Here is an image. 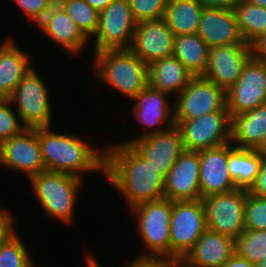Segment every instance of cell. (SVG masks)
Here are the masks:
<instances>
[{"mask_svg":"<svg viewBox=\"0 0 266 267\" xmlns=\"http://www.w3.org/2000/svg\"><path fill=\"white\" fill-rule=\"evenodd\" d=\"M105 148V178L123 196L129 210L164 198L165 176L130 144L110 143Z\"/></svg>","mask_w":266,"mask_h":267,"instance_id":"1","label":"cell"},{"mask_svg":"<svg viewBox=\"0 0 266 267\" xmlns=\"http://www.w3.org/2000/svg\"><path fill=\"white\" fill-rule=\"evenodd\" d=\"M52 126L38 127L45 170L79 177L99 172L105 176V148H93L74 133L54 131ZM85 140V141H84Z\"/></svg>","mask_w":266,"mask_h":267,"instance_id":"2","label":"cell"},{"mask_svg":"<svg viewBox=\"0 0 266 267\" xmlns=\"http://www.w3.org/2000/svg\"><path fill=\"white\" fill-rule=\"evenodd\" d=\"M93 55L94 77L123 97L132 100L148 85V65L130 49L102 50Z\"/></svg>","mask_w":266,"mask_h":267,"instance_id":"3","label":"cell"},{"mask_svg":"<svg viewBox=\"0 0 266 267\" xmlns=\"http://www.w3.org/2000/svg\"><path fill=\"white\" fill-rule=\"evenodd\" d=\"M28 180L38 205L46 215L67 226L74 223V209L77 198L80 197L78 194L83 186V179L45 170Z\"/></svg>","mask_w":266,"mask_h":267,"instance_id":"4","label":"cell"},{"mask_svg":"<svg viewBox=\"0 0 266 267\" xmlns=\"http://www.w3.org/2000/svg\"><path fill=\"white\" fill-rule=\"evenodd\" d=\"M130 212L136 219V226L134 227H137L141 245L145 248L138 256L171 258L170 222L172 201L162 198L145 202L133 207Z\"/></svg>","mask_w":266,"mask_h":267,"instance_id":"5","label":"cell"},{"mask_svg":"<svg viewBox=\"0 0 266 267\" xmlns=\"http://www.w3.org/2000/svg\"><path fill=\"white\" fill-rule=\"evenodd\" d=\"M34 67L23 76L8 99L27 128L52 126L53 105L48 84Z\"/></svg>","mask_w":266,"mask_h":267,"instance_id":"6","label":"cell"},{"mask_svg":"<svg viewBox=\"0 0 266 267\" xmlns=\"http://www.w3.org/2000/svg\"><path fill=\"white\" fill-rule=\"evenodd\" d=\"M248 190L235 188L202 200L208 230L238 238L245 230V205Z\"/></svg>","mask_w":266,"mask_h":267,"instance_id":"7","label":"cell"},{"mask_svg":"<svg viewBox=\"0 0 266 267\" xmlns=\"http://www.w3.org/2000/svg\"><path fill=\"white\" fill-rule=\"evenodd\" d=\"M137 26L129 0H113L99 14L93 41L94 53L102 50L129 49Z\"/></svg>","mask_w":266,"mask_h":267,"instance_id":"8","label":"cell"},{"mask_svg":"<svg viewBox=\"0 0 266 267\" xmlns=\"http://www.w3.org/2000/svg\"><path fill=\"white\" fill-rule=\"evenodd\" d=\"M173 102L174 122L196 119L210 112L228 111L226 91L202 76L193 77Z\"/></svg>","mask_w":266,"mask_h":267,"instance_id":"9","label":"cell"},{"mask_svg":"<svg viewBox=\"0 0 266 267\" xmlns=\"http://www.w3.org/2000/svg\"><path fill=\"white\" fill-rule=\"evenodd\" d=\"M206 230L205 210L201 199L172 201L171 258L183 259Z\"/></svg>","mask_w":266,"mask_h":267,"instance_id":"10","label":"cell"},{"mask_svg":"<svg viewBox=\"0 0 266 267\" xmlns=\"http://www.w3.org/2000/svg\"><path fill=\"white\" fill-rule=\"evenodd\" d=\"M175 125L187 151L216 148L231 142L229 111L210 112L196 119L175 122Z\"/></svg>","mask_w":266,"mask_h":267,"instance_id":"11","label":"cell"},{"mask_svg":"<svg viewBox=\"0 0 266 267\" xmlns=\"http://www.w3.org/2000/svg\"><path fill=\"white\" fill-rule=\"evenodd\" d=\"M171 96L160 92L149 85L141 90L131 101H134L133 116L142 126V133L132 139H128L122 144H132L135 140L157 134L175 125L174 122V102L169 101ZM166 122V123H165Z\"/></svg>","mask_w":266,"mask_h":267,"instance_id":"12","label":"cell"},{"mask_svg":"<svg viewBox=\"0 0 266 267\" xmlns=\"http://www.w3.org/2000/svg\"><path fill=\"white\" fill-rule=\"evenodd\" d=\"M230 117L266 104V63L251 56L237 82L226 91Z\"/></svg>","mask_w":266,"mask_h":267,"instance_id":"13","label":"cell"},{"mask_svg":"<svg viewBox=\"0 0 266 267\" xmlns=\"http://www.w3.org/2000/svg\"><path fill=\"white\" fill-rule=\"evenodd\" d=\"M0 167L25 174L27 179L45 171L38 127L25 128L0 144Z\"/></svg>","mask_w":266,"mask_h":267,"instance_id":"14","label":"cell"},{"mask_svg":"<svg viewBox=\"0 0 266 267\" xmlns=\"http://www.w3.org/2000/svg\"><path fill=\"white\" fill-rule=\"evenodd\" d=\"M251 56V45L247 43L211 47L202 77L227 91L237 82Z\"/></svg>","mask_w":266,"mask_h":267,"instance_id":"15","label":"cell"},{"mask_svg":"<svg viewBox=\"0 0 266 267\" xmlns=\"http://www.w3.org/2000/svg\"><path fill=\"white\" fill-rule=\"evenodd\" d=\"M174 33L164 18L145 19L137 22L133 41L129 48L146 65L172 56Z\"/></svg>","mask_w":266,"mask_h":267,"instance_id":"16","label":"cell"},{"mask_svg":"<svg viewBox=\"0 0 266 267\" xmlns=\"http://www.w3.org/2000/svg\"><path fill=\"white\" fill-rule=\"evenodd\" d=\"M131 146L164 176L185 151L181 133L176 125L135 140Z\"/></svg>","mask_w":266,"mask_h":267,"instance_id":"17","label":"cell"},{"mask_svg":"<svg viewBox=\"0 0 266 267\" xmlns=\"http://www.w3.org/2000/svg\"><path fill=\"white\" fill-rule=\"evenodd\" d=\"M199 151L185 150L165 176L164 198L171 201L201 199Z\"/></svg>","mask_w":266,"mask_h":267,"instance_id":"18","label":"cell"},{"mask_svg":"<svg viewBox=\"0 0 266 267\" xmlns=\"http://www.w3.org/2000/svg\"><path fill=\"white\" fill-rule=\"evenodd\" d=\"M36 26L46 38L73 57L81 55L89 47L90 40L60 5L52 6Z\"/></svg>","mask_w":266,"mask_h":267,"instance_id":"19","label":"cell"},{"mask_svg":"<svg viewBox=\"0 0 266 267\" xmlns=\"http://www.w3.org/2000/svg\"><path fill=\"white\" fill-rule=\"evenodd\" d=\"M201 199L236 188L228 170V144L199 151Z\"/></svg>","mask_w":266,"mask_h":267,"instance_id":"20","label":"cell"},{"mask_svg":"<svg viewBox=\"0 0 266 267\" xmlns=\"http://www.w3.org/2000/svg\"><path fill=\"white\" fill-rule=\"evenodd\" d=\"M197 34L209 48L245 43L240 34L233 9L204 7Z\"/></svg>","mask_w":266,"mask_h":267,"instance_id":"21","label":"cell"},{"mask_svg":"<svg viewBox=\"0 0 266 267\" xmlns=\"http://www.w3.org/2000/svg\"><path fill=\"white\" fill-rule=\"evenodd\" d=\"M234 254V238L207 229L182 260L192 267H221Z\"/></svg>","mask_w":266,"mask_h":267,"instance_id":"22","label":"cell"},{"mask_svg":"<svg viewBox=\"0 0 266 267\" xmlns=\"http://www.w3.org/2000/svg\"><path fill=\"white\" fill-rule=\"evenodd\" d=\"M4 39L0 41V98H8L33 67L30 53L21 50L13 38Z\"/></svg>","mask_w":266,"mask_h":267,"instance_id":"23","label":"cell"},{"mask_svg":"<svg viewBox=\"0 0 266 267\" xmlns=\"http://www.w3.org/2000/svg\"><path fill=\"white\" fill-rule=\"evenodd\" d=\"M194 76L173 55L148 65V85L176 97Z\"/></svg>","mask_w":266,"mask_h":267,"instance_id":"24","label":"cell"},{"mask_svg":"<svg viewBox=\"0 0 266 267\" xmlns=\"http://www.w3.org/2000/svg\"><path fill=\"white\" fill-rule=\"evenodd\" d=\"M266 138V104L231 118V143L258 149Z\"/></svg>","mask_w":266,"mask_h":267,"instance_id":"25","label":"cell"},{"mask_svg":"<svg viewBox=\"0 0 266 267\" xmlns=\"http://www.w3.org/2000/svg\"><path fill=\"white\" fill-rule=\"evenodd\" d=\"M263 159L264 156L257 149L238 148L228 143V170L236 188L250 190Z\"/></svg>","mask_w":266,"mask_h":267,"instance_id":"26","label":"cell"},{"mask_svg":"<svg viewBox=\"0 0 266 267\" xmlns=\"http://www.w3.org/2000/svg\"><path fill=\"white\" fill-rule=\"evenodd\" d=\"M203 8L198 0H168L164 19L174 36L196 34Z\"/></svg>","mask_w":266,"mask_h":267,"instance_id":"27","label":"cell"},{"mask_svg":"<svg viewBox=\"0 0 266 267\" xmlns=\"http://www.w3.org/2000/svg\"><path fill=\"white\" fill-rule=\"evenodd\" d=\"M194 76H203L208 67L209 47L196 33L175 36L173 54Z\"/></svg>","mask_w":266,"mask_h":267,"instance_id":"28","label":"cell"},{"mask_svg":"<svg viewBox=\"0 0 266 267\" xmlns=\"http://www.w3.org/2000/svg\"><path fill=\"white\" fill-rule=\"evenodd\" d=\"M240 34L247 44H252L266 34V8L240 0L233 8Z\"/></svg>","mask_w":266,"mask_h":267,"instance_id":"29","label":"cell"},{"mask_svg":"<svg viewBox=\"0 0 266 267\" xmlns=\"http://www.w3.org/2000/svg\"><path fill=\"white\" fill-rule=\"evenodd\" d=\"M60 6L90 40L97 31L100 13L84 0H63Z\"/></svg>","mask_w":266,"mask_h":267,"instance_id":"30","label":"cell"},{"mask_svg":"<svg viewBox=\"0 0 266 267\" xmlns=\"http://www.w3.org/2000/svg\"><path fill=\"white\" fill-rule=\"evenodd\" d=\"M235 253L255 266L266 257V230H244L235 239Z\"/></svg>","mask_w":266,"mask_h":267,"instance_id":"31","label":"cell"},{"mask_svg":"<svg viewBox=\"0 0 266 267\" xmlns=\"http://www.w3.org/2000/svg\"><path fill=\"white\" fill-rule=\"evenodd\" d=\"M17 232L0 244V267H31L35 264L29 248Z\"/></svg>","mask_w":266,"mask_h":267,"instance_id":"32","label":"cell"},{"mask_svg":"<svg viewBox=\"0 0 266 267\" xmlns=\"http://www.w3.org/2000/svg\"><path fill=\"white\" fill-rule=\"evenodd\" d=\"M27 128L8 98H0V144Z\"/></svg>","mask_w":266,"mask_h":267,"instance_id":"33","label":"cell"},{"mask_svg":"<svg viewBox=\"0 0 266 267\" xmlns=\"http://www.w3.org/2000/svg\"><path fill=\"white\" fill-rule=\"evenodd\" d=\"M245 230H266V199L249 192L245 205Z\"/></svg>","mask_w":266,"mask_h":267,"instance_id":"34","label":"cell"},{"mask_svg":"<svg viewBox=\"0 0 266 267\" xmlns=\"http://www.w3.org/2000/svg\"><path fill=\"white\" fill-rule=\"evenodd\" d=\"M132 14L137 22L145 19L164 18L168 0H129Z\"/></svg>","mask_w":266,"mask_h":267,"instance_id":"35","label":"cell"},{"mask_svg":"<svg viewBox=\"0 0 266 267\" xmlns=\"http://www.w3.org/2000/svg\"><path fill=\"white\" fill-rule=\"evenodd\" d=\"M24 16L37 25L52 7L46 0H13Z\"/></svg>","mask_w":266,"mask_h":267,"instance_id":"36","label":"cell"},{"mask_svg":"<svg viewBox=\"0 0 266 267\" xmlns=\"http://www.w3.org/2000/svg\"><path fill=\"white\" fill-rule=\"evenodd\" d=\"M178 259L170 257L134 256L124 267H176Z\"/></svg>","mask_w":266,"mask_h":267,"instance_id":"37","label":"cell"},{"mask_svg":"<svg viewBox=\"0 0 266 267\" xmlns=\"http://www.w3.org/2000/svg\"><path fill=\"white\" fill-rule=\"evenodd\" d=\"M4 208V209H3ZM0 206V244L13 235L16 230V218L10 210ZM12 213V214H11Z\"/></svg>","mask_w":266,"mask_h":267,"instance_id":"38","label":"cell"},{"mask_svg":"<svg viewBox=\"0 0 266 267\" xmlns=\"http://www.w3.org/2000/svg\"><path fill=\"white\" fill-rule=\"evenodd\" d=\"M249 193L266 199V158L261 163L259 174Z\"/></svg>","mask_w":266,"mask_h":267,"instance_id":"39","label":"cell"},{"mask_svg":"<svg viewBox=\"0 0 266 267\" xmlns=\"http://www.w3.org/2000/svg\"><path fill=\"white\" fill-rule=\"evenodd\" d=\"M252 56L266 63V34L261 35L251 44Z\"/></svg>","mask_w":266,"mask_h":267,"instance_id":"40","label":"cell"},{"mask_svg":"<svg viewBox=\"0 0 266 267\" xmlns=\"http://www.w3.org/2000/svg\"><path fill=\"white\" fill-rule=\"evenodd\" d=\"M204 7L233 9L240 0H198Z\"/></svg>","mask_w":266,"mask_h":267,"instance_id":"41","label":"cell"},{"mask_svg":"<svg viewBox=\"0 0 266 267\" xmlns=\"http://www.w3.org/2000/svg\"><path fill=\"white\" fill-rule=\"evenodd\" d=\"M221 267H256L249 260L240 257L236 253L226 261Z\"/></svg>","mask_w":266,"mask_h":267,"instance_id":"42","label":"cell"},{"mask_svg":"<svg viewBox=\"0 0 266 267\" xmlns=\"http://www.w3.org/2000/svg\"><path fill=\"white\" fill-rule=\"evenodd\" d=\"M88 5L97 10L99 13L106 9L113 0H84Z\"/></svg>","mask_w":266,"mask_h":267,"instance_id":"43","label":"cell"},{"mask_svg":"<svg viewBox=\"0 0 266 267\" xmlns=\"http://www.w3.org/2000/svg\"><path fill=\"white\" fill-rule=\"evenodd\" d=\"M89 253V254H88ZM85 254V267H104L100 261L91 254V251Z\"/></svg>","mask_w":266,"mask_h":267,"instance_id":"44","label":"cell"},{"mask_svg":"<svg viewBox=\"0 0 266 267\" xmlns=\"http://www.w3.org/2000/svg\"><path fill=\"white\" fill-rule=\"evenodd\" d=\"M245 1L266 8V0H245Z\"/></svg>","mask_w":266,"mask_h":267,"instance_id":"45","label":"cell"},{"mask_svg":"<svg viewBox=\"0 0 266 267\" xmlns=\"http://www.w3.org/2000/svg\"><path fill=\"white\" fill-rule=\"evenodd\" d=\"M257 150L266 158V138Z\"/></svg>","mask_w":266,"mask_h":267,"instance_id":"46","label":"cell"},{"mask_svg":"<svg viewBox=\"0 0 266 267\" xmlns=\"http://www.w3.org/2000/svg\"><path fill=\"white\" fill-rule=\"evenodd\" d=\"M176 267H192V266L185 263L182 259H178L176 263Z\"/></svg>","mask_w":266,"mask_h":267,"instance_id":"47","label":"cell"},{"mask_svg":"<svg viewBox=\"0 0 266 267\" xmlns=\"http://www.w3.org/2000/svg\"><path fill=\"white\" fill-rule=\"evenodd\" d=\"M51 6H57L60 5L63 0H46Z\"/></svg>","mask_w":266,"mask_h":267,"instance_id":"48","label":"cell"},{"mask_svg":"<svg viewBox=\"0 0 266 267\" xmlns=\"http://www.w3.org/2000/svg\"><path fill=\"white\" fill-rule=\"evenodd\" d=\"M257 266H262V267H266V257H264L261 262L259 263V265Z\"/></svg>","mask_w":266,"mask_h":267,"instance_id":"49","label":"cell"},{"mask_svg":"<svg viewBox=\"0 0 266 267\" xmlns=\"http://www.w3.org/2000/svg\"><path fill=\"white\" fill-rule=\"evenodd\" d=\"M31 267H39V266H38V264L36 265V263H35Z\"/></svg>","mask_w":266,"mask_h":267,"instance_id":"50","label":"cell"}]
</instances>
